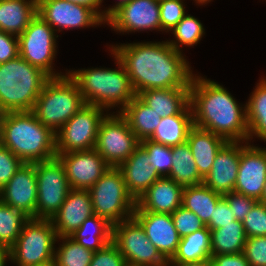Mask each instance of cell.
Listing matches in <instances>:
<instances>
[{
    "label": "cell",
    "mask_w": 266,
    "mask_h": 266,
    "mask_svg": "<svg viewBox=\"0 0 266 266\" xmlns=\"http://www.w3.org/2000/svg\"><path fill=\"white\" fill-rule=\"evenodd\" d=\"M138 95L144 90L190 87L194 74L183 53L167 41L111 45Z\"/></svg>",
    "instance_id": "obj_1"
},
{
    "label": "cell",
    "mask_w": 266,
    "mask_h": 266,
    "mask_svg": "<svg viewBox=\"0 0 266 266\" xmlns=\"http://www.w3.org/2000/svg\"><path fill=\"white\" fill-rule=\"evenodd\" d=\"M193 125L228 142H248L246 104H238L218 82L194 74L190 84Z\"/></svg>",
    "instance_id": "obj_2"
},
{
    "label": "cell",
    "mask_w": 266,
    "mask_h": 266,
    "mask_svg": "<svg viewBox=\"0 0 266 266\" xmlns=\"http://www.w3.org/2000/svg\"><path fill=\"white\" fill-rule=\"evenodd\" d=\"M0 144L27 164L48 161L57 155L55 133L32 111L7 112Z\"/></svg>",
    "instance_id": "obj_3"
},
{
    "label": "cell",
    "mask_w": 266,
    "mask_h": 266,
    "mask_svg": "<svg viewBox=\"0 0 266 266\" xmlns=\"http://www.w3.org/2000/svg\"><path fill=\"white\" fill-rule=\"evenodd\" d=\"M118 69L81 68L68 70L69 76L77 83L85 104L110 109L118 107L120 113L137 96L129 75L117 55L110 49Z\"/></svg>",
    "instance_id": "obj_4"
},
{
    "label": "cell",
    "mask_w": 266,
    "mask_h": 266,
    "mask_svg": "<svg viewBox=\"0 0 266 266\" xmlns=\"http://www.w3.org/2000/svg\"><path fill=\"white\" fill-rule=\"evenodd\" d=\"M50 78L20 56L0 63V104L7 112L32 111Z\"/></svg>",
    "instance_id": "obj_5"
},
{
    "label": "cell",
    "mask_w": 266,
    "mask_h": 266,
    "mask_svg": "<svg viewBox=\"0 0 266 266\" xmlns=\"http://www.w3.org/2000/svg\"><path fill=\"white\" fill-rule=\"evenodd\" d=\"M85 105L77 83L66 74L51 77L40 92L32 112L56 133Z\"/></svg>",
    "instance_id": "obj_6"
},
{
    "label": "cell",
    "mask_w": 266,
    "mask_h": 266,
    "mask_svg": "<svg viewBox=\"0 0 266 266\" xmlns=\"http://www.w3.org/2000/svg\"><path fill=\"white\" fill-rule=\"evenodd\" d=\"M57 238L51 220L29 218L10 248V262L16 266L54 264Z\"/></svg>",
    "instance_id": "obj_7"
},
{
    "label": "cell",
    "mask_w": 266,
    "mask_h": 266,
    "mask_svg": "<svg viewBox=\"0 0 266 266\" xmlns=\"http://www.w3.org/2000/svg\"><path fill=\"white\" fill-rule=\"evenodd\" d=\"M88 190L95 215L112 225L133 217L136 200L128 192L118 167H109Z\"/></svg>",
    "instance_id": "obj_8"
},
{
    "label": "cell",
    "mask_w": 266,
    "mask_h": 266,
    "mask_svg": "<svg viewBox=\"0 0 266 266\" xmlns=\"http://www.w3.org/2000/svg\"><path fill=\"white\" fill-rule=\"evenodd\" d=\"M59 35L38 14L30 21L24 32L18 36L19 56L50 77H61L66 73L55 71L54 59L57 55Z\"/></svg>",
    "instance_id": "obj_9"
},
{
    "label": "cell",
    "mask_w": 266,
    "mask_h": 266,
    "mask_svg": "<svg viewBox=\"0 0 266 266\" xmlns=\"http://www.w3.org/2000/svg\"><path fill=\"white\" fill-rule=\"evenodd\" d=\"M112 242L127 266H166L168 263L134 217L112 225Z\"/></svg>",
    "instance_id": "obj_10"
},
{
    "label": "cell",
    "mask_w": 266,
    "mask_h": 266,
    "mask_svg": "<svg viewBox=\"0 0 266 266\" xmlns=\"http://www.w3.org/2000/svg\"><path fill=\"white\" fill-rule=\"evenodd\" d=\"M113 111L101 121L95 150L110 167H119L140 146L127 120Z\"/></svg>",
    "instance_id": "obj_11"
},
{
    "label": "cell",
    "mask_w": 266,
    "mask_h": 266,
    "mask_svg": "<svg viewBox=\"0 0 266 266\" xmlns=\"http://www.w3.org/2000/svg\"><path fill=\"white\" fill-rule=\"evenodd\" d=\"M33 164L38 190L36 218L52 220L71 190L64 165L57 157Z\"/></svg>",
    "instance_id": "obj_12"
},
{
    "label": "cell",
    "mask_w": 266,
    "mask_h": 266,
    "mask_svg": "<svg viewBox=\"0 0 266 266\" xmlns=\"http://www.w3.org/2000/svg\"><path fill=\"white\" fill-rule=\"evenodd\" d=\"M107 114L98 106H82L55 133L57 154L94 149L100 123Z\"/></svg>",
    "instance_id": "obj_13"
},
{
    "label": "cell",
    "mask_w": 266,
    "mask_h": 266,
    "mask_svg": "<svg viewBox=\"0 0 266 266\" xmlns=\"http://www.w3.org/2000/svg\"><path fill=\"white\" fill-rule=\"evenodd\" d=\"M37 14L59 33L106 24L92 8L67 0H37Z\"/></svg>",
    "instance_id": "obj_14"
},
{
    "label": "cell",
    "mask_w": 266,
    "mask_h": 266,
    "mask_svg": "<svg viewBox=\"0 0 266 266\" xmlns=\"http://www.w3.org/2000/svg\"><path fill=\"white\" fill-rule=\"evenodd\" d=\"M159 0H131L117 8L106 25L117 33L161 31Z\"/></svg>",
    "instance_id": "obj_15"
},
{
    "label": "cell",
    "mask_w": 266,
    "mask_h": 266,
    "mask_svg": "<svg viewBox=\"0 0 266 266\" xmlns=\"http://www.w3.org/2000/svg\"><path fill=\"white\" fill-rule=\"evenodd\" d=\"M266 182V148L240 142V163L234 191L260 201Z\"/></svg>",
    "instance_id": "obj_16"
},
{
    "label": "cell",
    "mask_w": 266,
    "mask_h": 266,
    "mask_svg": "<svg viewBox=\"0 0 266 266\" xmlns=\"http://www.w3.org/2000/svg\"><path fill=\"white\" fill-rule=\"evenodd\" d=\"M56 157L64 165L71 189H90L110 167L95 149L60 153Z\"/></svg>",
    "instance_id": "obj_17"
},
{
    "label": "cell",
    "mask_w": 266,
    "mask_h": 266,
    "mask_svg": "<svg viewBox=\"0 0 266 266\" xmlns=\"http://www.w3.org/2000/svg\"><path fill=\"white\" fill-rule=\"evenodd\" d=\"M37 191L35 165L24 163L0 190V200L29 218H36Z\"/></svg>",
    "instance_id": "obj_18"
},
{
    "label": "cell",
    "mask_w": 266,
    "mask_h": 266,
    "mask_svg": "<svg viewBox=\"0 0 266 266\" xmlns=\"http://www.w3.org/2000/svg\"><path fill=\"white\" fill-rule=\"evenodd\" d=\"M133 217L141 224L149 241L167 260H170L181 240L171 214L134 211Z\"/></svg>",
    "instance_id": "obj_19"
},
{
    "label": "cell",
    "mask_w": 266,
    "mask_h": 266,
    "mask_svg": "<svg viewBox=\"0 0 266 266\" xmlns=\"http://www.w3.org/2000/svg\"><path fill=\"white\" fill-rule=\"evenodd\" d=\"M240 163V142H227L217 153L203 184L220 195L234 191Z\"/></svg>",
    "instance_id": "obj_20"
},
{
    "label": "cell",
    "mask_w": 266,
    "mask_h": 266,
    "mask_svg": "<svg viewBox=\"0 0 266 266\" xmlns=\"http://www.w3.org/2000/svg\"><path fill=\"white\" fill-rule=\"evenodd\" d=\"M94 215L89 190L71 189L58 213L52 218L57 237L70 236L82 222Z\"/></svg>",
    "instance_id": "obj_21"
},
{
    "label": "cell",
    "mask_w": 266,
    "mask_h": 266,
    "mask_svg": "<svg viewBox=\"0 0 266 266\" xmlns=\"http://www.w3.org/2000/svg\"><path fill=\"white\" fill-rule=\"evenodd\" d=\"M183 189L171 178L162 176L137 199L134 211L172 214L182 205Z\"/></svg>",
    "instance_id": "obj_22"
},
{
    "label": "cell",
    "mask_w": 266,
    "mask_h": 266,
    "mask_svg": "<svg viewBox=\"0 0 266 266\" xmlns=\"http://www.w3.org/2000/svg\"><path fill=\"white\" fill-rule=\"evenodd\" d=\"M128 192L137 199L161 176L150 163L147 152L139 146L119 167Z\"/></svg>",
    "instance_id": "obj_23"
},
{
    "label": "cell",
    "mask_w": 266,
    "mask_h": 266,
    "mask_svg": "<svg viewBox=\"0 0 266 266\" xmlns=\"http://www.w3.org/2000/svg\"><path fill=\"white\" fill-rule=\"evenodd\" d=\"M186 141L203 178L211 171L218 151L228 142L219 135L195 126L189 130Z\"/></svg>",
    "instance_id": "obj_24"
},
{
    "label": "cell",
    "mask_w": 266,
    "mask_h": 266,
    "mask_svg": "<svg viewBox=\"0 0 266 266\" xmlns=\"http://www.w3.org/2000/svg\"><path fill=\"white\" fill-rule=\"evenodd\" d=\"M137 96L164 118L180 114L190 104V87L144 90Z\"/></svg>",
    "instance_id": "obj_25"
},
{
    "label": "cell",
    "mask_w": 266,
    "mask_h": 266,
    "mask_svg": "<svg viewBox=\"0 0 266 266\" xmlns=\"http://www.w3.org/2000/svg\"><path fill=\"white\" fill-rule=\"evenodd\" d=\"M37 15V0H0V30L21 35Z\"/></svg>",
    "instance_id": "obj_26"
},
{
    "label": "cell",
    "mask_w": 266,
    "mask_h": 266,
    "mask_svg": "<svg viewBox=\"0 0 266 266\" xmlns=\"http://www.w3.org/2000/svg\"><path fill=\"white\" fill-rule=\"evenodd\" d=\"M193 126L192 110L189 104L180 114L161 118L149 139L165 146H177L186 142L188 132Z\"/></svg>",
    "instance_id": "obj_27"
},
{
    "label": "cell",
    "mask_w": 266,
    "mask_h": 266,
    "mask_svg": "<svg viewBox=\"0 0 266 266\" xmlns=\"http://www.w3.org/2000/svg\"><path fill=\"white\" fill-rule=\"evenodd\" d=\"M120 114L127 120L130 129L140 141L149 139L161 121V116L138 96L133 98Z\"/></svg>",
    "instance_id": "obj_28"
},
{
    "label": "cell",
    "mask_w": 266,
    "mask_h": 266,
    "mask_svg": "<svg viewBox=\"0 0 266 266\" xmlns=\"http://www.w3.org/2000/svg\"><path fill=\"white\" fill-rule=\"evenodd\" d=\"M70 237L84 248L96 252L112 241V224L94 214L86 218Z\"/></svg>",
    "instance_id": "obj_29"
},
{
    "label": "cell",
    "mask_w": 266,
    "mask_h": 266,
    "mask_svg": "<svg viewBox=\"0 0 266 266\" xmlns=\"http://www.w3.org/2000/svg\"><path fill=\"white\" fill-rule=\"evenodd\" d=\"M266 77H262L246 102L248 142L257 137L266 142Z\"/></svg>",
    "instance_id": "obj_30"
},
{
    "label": "cell",
    "mask_w": 266,
    "mask_h": 266,
    "mask_svg": "<svg viewBox=\"0 0 266 266\" xmlns=\"http://www.w3.org/2000/svg\"><path fill=\"white\" fill-rule=\"evenodd\" d=\"M211 241L210 230L205 226L181 238L171 263H190L210 260Z\"/></svg>",
    "instance_id": "obj_31"
},
{
    "label": "cell",
    "mask_w": 266,
    "mask_h": 266,
    "mask_svg": "<svg viewBox=\"0 0 266 266\" xmlns=\"http://www.w3.org/2000/svg\"><path fill=\"white\" fill-rule=\"evenodd\" d=\"M172 167L167 177L182 187L203 183L187 141L172 147Z\"/></svg>",
    "instance_id": "obj_32"
},
{
    "label": "cell",
    "mask_w": 266,
    "mask_h": 266,
    "mask_svg": "<svg viewBox=\"0 0 266 266\" xmlns=\"http://www.w3.org/2000/svg\"><path fill=\"white\" fill-rule=\"evenodd\" d=\"M222 197V195L216 193L203 183L187 186L183 189L181 206L194 212L207 225L211 216H213L217 202Z\"/></svg>",
    "instance_id": "obj_33"
},
{
    "label": "cell",
    "mask_w": 266,
    "mask_h": 266,
    "mask_svg": "<svg viewBox=\"0 0 266 266\" xmlns=\"http://www.w3.org/2000/svg\"><path fill=\"white\" fill-rule=\"evenodd\" d=\"M246 240L242 221L210 230L211 255L242 253Z\"/></svg>",
    "instance_id": "obj_34"
},
{
    "label": "cell",
    "mask_w": 266,
    "mask_h": 266,
    "mask_svg": "<svg viewBox=\"0 0 266 266\" xmlns=\"http://www.w3.org/2000/svg\"><path fill=\"white\" fill-rule=\"evenodd\" d=\"M54 266H90L94 252L84 248L70 236L58 237Z\"/></svg>",
    "instance_id": "obj_35"
},
{
    "label": "cell",
    "mask_w": 266,
    "mask_h": 266,
    "mask_svg": "<svg viewBox=\"0 0 266 266\" xmlns=\"http://www.w3.org/2000/svg\"><path fill=\"white\" fill-rule=\"evenodd\" d=\"M28 219L29 217L22 211L0 200V246L10 249L16 243Z\"/></svg>",
    "instance_id": "obj_36"
},
{
    "label": "cell",
    "mask_w": 266,
    "mask_h": 266,
    "mask_svg": "<svg viewBox=\"0 0 266 266\" xmlns=\"http://www.w3.org/2000/svg\"><path fill=\"white\" fill-rule=\"evenodd\" d=\"M174 39L167 42L178 52L183 53L182 46L193 47L198 44L205 34L203 24L191 14L183 19L170 31Z\"/></svg>",
    "instance_id": "obj_37"
},
{
    "label": "cell",
    "mask_w": 266,
    "mask_h": 266,
    "mask_svg": "<svg viewBox=\"0 0 266 266\" xmlns=\"http://www.w3.org/2000/svg\"><path fill=\"white\" fill-rule=\"evenodd\" d=\"M140 146L147 152L150 163L158 174L167 177L172 167V147L153 142L150 139L140 141Z\"/></svg>",
    "instance_id": "obj_38"
},
{
    "label": "cell",
    "mask_w": 266,
    "mask_h": 266,
    "mask_svg": "<svg viewBox=\"0 0 266 266\" xmlns=\"http://www.w3.org/2000/svg\"><path fill=\"white\" fill-rule=\"evenodd\" d=\"M185 0H159L161 31H171L187 14Z\"/></svg>",
    "instance_id": "obj_39"
},
{
    "label": "cell",
    "mask_w": 266,
    "mask_h": 266,
    "mask_svg": "<svg viewBox=\"0 0 266 266\" xmlns=\"http://www.w3.org/2000/svg\"><path fill=\"white\" fill-rule=\"evenodd\" d=\"M242 223L247 238L266 236V204L257 201Z\"/></svg>",
    "instance_id": "obj_40"
},
{
    "label": "cell",
    "mask_w": 266,
    "mask_h": 266,
    "mask_svg": "<svg viewBox=\"0 0 266 266\" xmlns=\"http://www.w3.org/2000/svg\"><path fill=\"white\" fill-rule=\"evenodd\" d=\"M171 217L174 227L181 238L206 226L194 212L183 206L177 208L171 214Z\"/></svg>",
    "instance_id": "obj_41"
},
{
    "label": "cell",
    "mask_w": 266,
    "mask_h": 266,
    "mask_svg": "<svg viewBox=\"0 0 266 266\" xmlns=\"http://www.w3.org/2000/svg\"><path fill=\"white\" fill-rule=\"evenodd\" d=\"M24 162L10 149L0 144V190L8 183L11 177L19 170Z\"/></svg>",
    "instance_id": "obj_42"
},
{
    "label": "cell",
    "mask_w": 266,
    "mask_h": 266,
    "mask_svg": "<svg viewBox=\"0 0 266 266\" xmlns=\"http://www.w3.org/2000/svg\"><path fill=\"white\" fill-rule=\"evenodd\" d=\"M243 253L250 266H266V236L247 238Z\"/></svg>",
    "instance_id": "obj_43"
},
{
    "label": "cell",
    "mask_w": 266,
    "mask_h": 266,
    "mask_svg": "<svg viewBox=\"0 0 266 266\" xmlns=\"http://www.w3.org/2000/svg\"><path fill=\"white\" fill-rule=\"evenodd\" d=\"M90 266H127L123 255L111 241L94 252Z\"/></svg>",
    "instance_id": "obj_44"
},
{
    "label": "cell",
    "mask_w": 266,
    "mask_h": 266,
    "mask_svg": "<svg viewBox=\"0 0 266 266\" xmlns=\"http://www.w3.org/2000/svg\"><path fill=\"white\" fill-rule=\"evenodd\" d=\"M232 210L235 219L243 221L257 200L235 191L223 195Z\"/></svg>",
    "instance_id": "obj_45"
},
{
    "label": "cell",
    "mask_w": 266,
    "mask_h": 266,
    "mask_svg": "<svg viewBox=\"0 0 266 266\" xmlns=\"http://www.w3.org/2000/svg\"><path fill=\"white\" fill-rule=\"evenodd\" d=\"M236 220L232 210L227 201L222 197L216 204L213 212V216L206 227L209 230H214L222 227V225L233 224Z\"/></svg>",
    "instance_id": "obj_46"
},
{
    "label": "cell",
    "mask_w": 266,
    "mask_h": 266,
    "mask_svg": "<svg viewBox=\"0 0 266 266\" xmlns=\"http://www.w3.org/2000/svg\"><path fill=\"white\" fill-rule=\"evenodd\" d=\"M19 56L18 36L0 30V63Z\"/></svg>",
    "instance_id": "obj_47"
},
{
    "label": "cell",
    "mask_w": 266,
    "mask_h": 266,
    "mask_svg": "<svg viewBox=\"0 0 266 266\" xmlns=\"http://www.w3.org/2000/svg\"><path fill=\"white\" fill-rule=\"evenodd\" d=\"M211 266H250L244 253L211 255Z\"/></svg>",
    "instance_id": "obj_48"
},
{
    "label": "cell",
    "mask_w": 266,
    "mask_h": 266,
    "mask_svg": "<svg viewBox=\"0 0 266 266\" xmlns=\"http://www.w3.org/2000/svg\"><path fill=\"white\" fill-rule=\"evenodd\" d=\"M67 1L75 4L85 5L89 8H92L104 20V11L100 9L101 8L100 0H67Z\"/></svg>",
    "instance_id": "obj_49"
},
{
    "label": "cell",
    "mask_w": 266,
    "mask_h": 266,
    "mask_svg": "<svg viewBox=\"0 0 266 266\" xmlns=\"http://www.w3.org/2000/svg\"><path fill=\"white\" fill-rule=\"evenodd\" d=\"M101 1V5L103 3L104 0H100ZM131 0H118V2L116 1V4H114L113 6L107 7L103 10L104 11V21L106 22L107 18L117 9L119 8L121 5L128 3Z\"/></svg>",
    "instance_id": "obj_50"
},
{
    "label": "cell",
    "mask_w": 266,
    "mask_h": 266,
    "mask_svg": "<svg viewBox=\"0 0 266 266\" xmlns=\"http://www.w3.org/2000/svg\"><path fill=\"white\" fill-rule=\"evenodd\" d=\"M166 266H211L210 260H203L199 262H190V263H171L168 260Z\"/></svg>",
    "instance_id": "obj_51"
},
{
    "label": "cell",
    "mask_w": 266,
    "mask_h": 266,
    "mask_svg": "<svg viewBox=\"0 0 266 266\" xmlns=\"http://www.w3.org/2000/svg\"><path fill=\"white\" fill-rule=\"evenodd\" d=\"M6 261H11L10 249L7 247L0 246V266H6Z\"/></svg>",
    "instance_id": "obj_52"
},
{
    "label": "cell",
    "mask_w": 266,
    "mask_h": 266,
    "mask_svg": "<svg viewBox=\"0 0 266 266\" xmlns=\"http://www.w3.org/2000/svg\"><path fill=\"white\" fill-rule=\"evenodd\" d=\"M6 114H7V111L0 104V134L2 132V127H3V123H4V119H5Z\"/></svg>",
    "instance_id": "obj_53"
},
{
    "label": "cell",
    "mask_w": 266,
    "mask_h": 266,
    "mask_svg": "<svg viewBox=\"0 0 266 266\" xmlns=\"http://www.w3.org/2000/svg\"><path fill=\"white\" fill-rule=\"evenodd\" d=\"M260 202L266 204V182H265V185H264V190H263Z\"/></svg>",
    "instance_id": "obj_54"
},
{
    "label": "cell",
    "mask_w": 266,
    "mask_h": 266,
    "mask_svg": "<svg viewBox=\"0 0 266 266\" xmlns=\"http://www.w3.org/2000/svg\"><path fill=\"white\" fill-rule=\"evenodd\" d=\"M197 5H205L207 3H210L212 0H193Z\"/></svg>",
    "instance_id": "obj_55"
},
{
    "label": "cell",
    "mask_w": 266,
    "mask_h": 266,
    "mask_svg": "<svg viewBox=\"0 0 266 266\" xmlns=\"http://www.w3.org/2000/svg\"><path fill=\"white\" fill-rule=\"evenodd\" d=\"M43 266H54V264H46V265H43Z\"/></svg>",
    "instance_id": "obj_56"
}]
</instances>
